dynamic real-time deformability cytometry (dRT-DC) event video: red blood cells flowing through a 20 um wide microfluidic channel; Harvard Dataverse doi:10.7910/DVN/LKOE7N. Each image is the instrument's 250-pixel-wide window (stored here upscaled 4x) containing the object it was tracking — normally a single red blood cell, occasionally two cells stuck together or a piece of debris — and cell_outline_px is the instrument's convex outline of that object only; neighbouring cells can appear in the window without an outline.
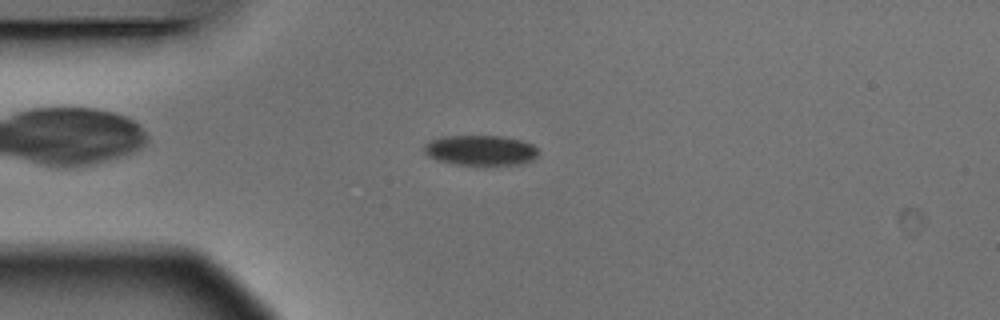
{"species": "Egyptian fruit bat (a non-hibernating species)", "species_latin": "Rousettus aegyptiacus", "temperature_condition": "warm", "stored_images_in_passage": 5, "camera_frame_rate_fps": 3000, "um_per_image_px": 0.085, "animal": {"sex": "male"}, "frame": {"image": 1, "passage_image": 4, "time_ms": 1.0, "image_size_px": [1000, 320], "cell_outline_px": [[536, 156], [532, 160], [520, 164], [452, 164], [436, 160], [428, 156], [424, 152], [424, 144], [440, 136], [504, 136], [520, 140], [532, 144], [536, 148]], "centroid_in_image_um": [40.8, 12.76], "position_along_channel_um": 44.2, "area_um2": 19.94}}
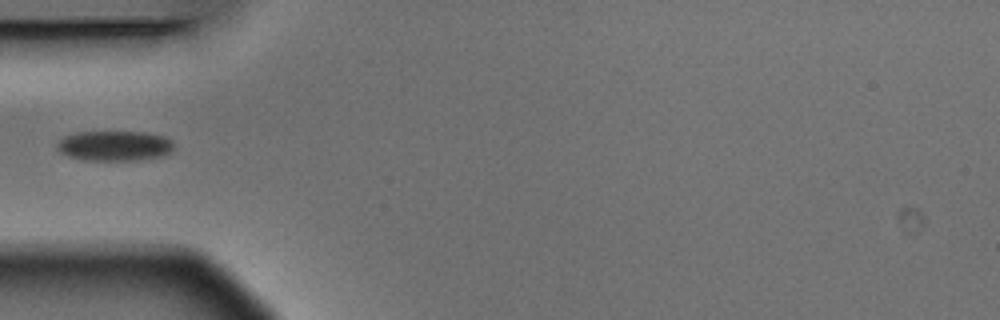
{"frame": {"image": 2, "passage_image": 5, "time_ms": 1.333, "image_size_px": [1000, 320], "cell_outline_px": [[172, 152], [164, 156], [140, 160], [80, 160], [68, 156], [60, 152], [56, 148], [56, 144], [64, 136], [76, 132], [144, 132], [164, 136], [172, 140]], "centroid_in_image_um": [9.73, 12.4], "position_along_channel_um": 75.3, "area_um2": 20.69}}